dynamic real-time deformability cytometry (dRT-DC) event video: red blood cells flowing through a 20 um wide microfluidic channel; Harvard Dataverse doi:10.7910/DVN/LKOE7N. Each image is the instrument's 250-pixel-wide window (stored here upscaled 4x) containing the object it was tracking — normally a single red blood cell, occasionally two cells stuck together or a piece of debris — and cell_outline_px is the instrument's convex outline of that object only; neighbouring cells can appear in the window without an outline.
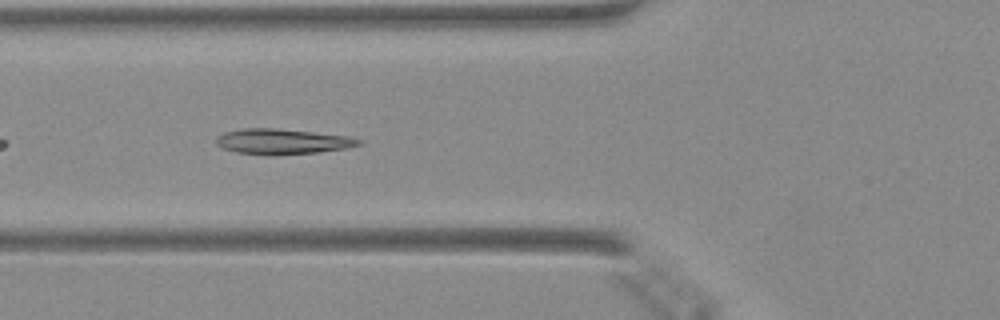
{"species": "Egyptian fruit bat (a non-hibernating species)", "species_latin": "Rousettus aegyptiacus", "temperature_condition": "warm", "stored_images_in_passage": 36, "camera_frame_rate_fps": 3000, "um_per_image_px": 0.085, "animal": {"sex": "female"}, "frame": {"image": 1, "passage_image": 5, "time_ms": 1.333, "image_size_px": [1000, 320], "cell_outline_px": [[364, 140], [360, 144], [348, 148], [320, 152], [236, 152], [224, 148], [216, 144], [216, 136], [224, 132], [244, 128], [276, 128], [348, 136]], "centroid_in_image_um": [24.04, 11.98], "position_along_channel_um": 101.8, "area_um2": 20.06}}
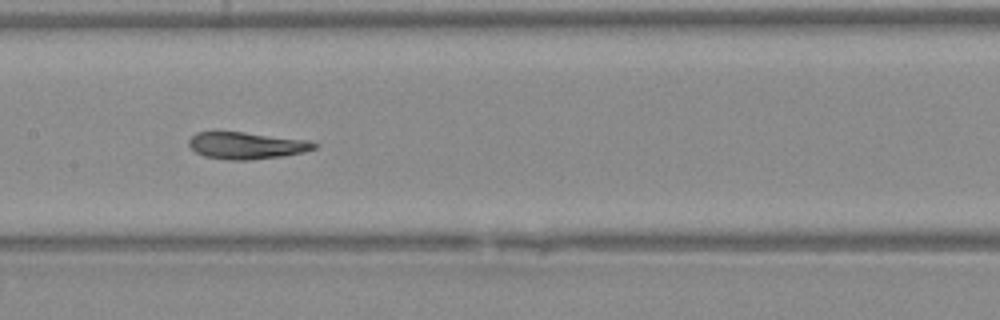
{"frame": {"image": 2, "passage_image": 11, "time_ms": 3.333, "image_size_px": [1000, 320], "cell_outline_px": [[320, 144], [316, 148], [304, 152], [280, 156], [248, 160], [228, 160], [204, 156], [196, 152], [188, 144], [188, 140], [196, 132], [244, 132], [312, 140]], "centroid_in_image_um": [21.0, 12.36], "position_along_channel_um": 186.4, "area_um2": 19.77}}
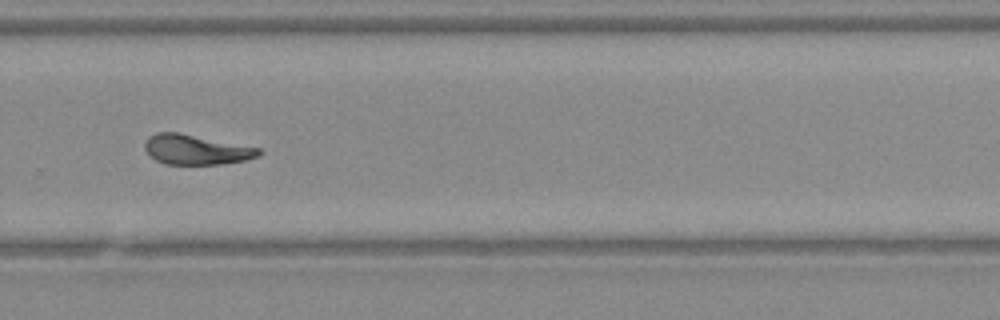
{"frame": {"image": 3, "passage_image": 20, "time_ms": 6.333, "image_size_px": [1000, 320], "cell_outline_px": [[264, 152], [260, 156], [248, 160], [224, 164], [164, 164], [156, 160], [144, 148], [144, 144], [148, 136], [156, 132], [180, 132], [260, 148]], "centroid_in_image_um": [16.71, 12.71], "position_along_channel_um": 313.1, "area_um2": 20.11}}